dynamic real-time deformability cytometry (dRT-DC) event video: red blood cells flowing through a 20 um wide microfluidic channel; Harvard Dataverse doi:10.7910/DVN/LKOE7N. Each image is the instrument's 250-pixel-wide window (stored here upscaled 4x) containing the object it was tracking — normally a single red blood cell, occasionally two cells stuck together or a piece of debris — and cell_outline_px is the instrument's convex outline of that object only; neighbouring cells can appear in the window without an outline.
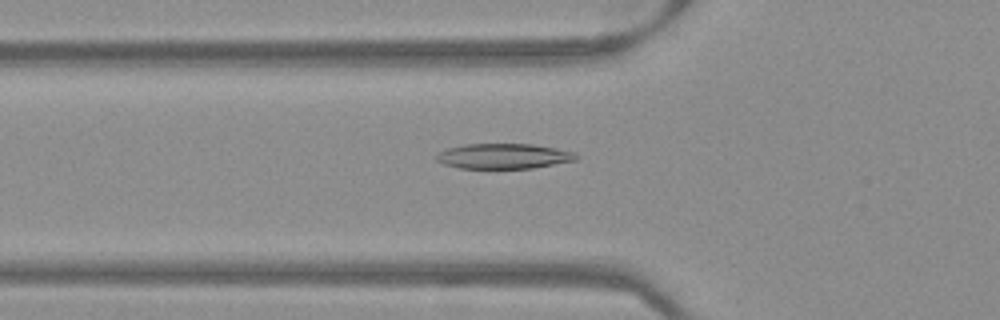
{"species": "Egyptian fruit bat (a non-hibernating species)", "species_latin": "Rousettus aegyptiacus", "temperature_condition": "warm", "stored_images_in_passage": 51, "camera_frame_rate_fps": 3000, "um_per_image_px": 0.085, "frame": {"image": 1, "passage_image": 18, "time_ms": 5.667, "image_size_px": [1000, 320], "cell_outline_px": [[580, 156], [576, 160], [532, 168], [460, 168], [444, 164], [436, 160], [436, 156], [440, 152], [448, 148], [464, 144], [532, 144], [556, 148], [576, 152]], "centroid_in_image_um": [42.84, 13.27], "position_along_channel_um": 83.0, "area_um2": 20.46}}
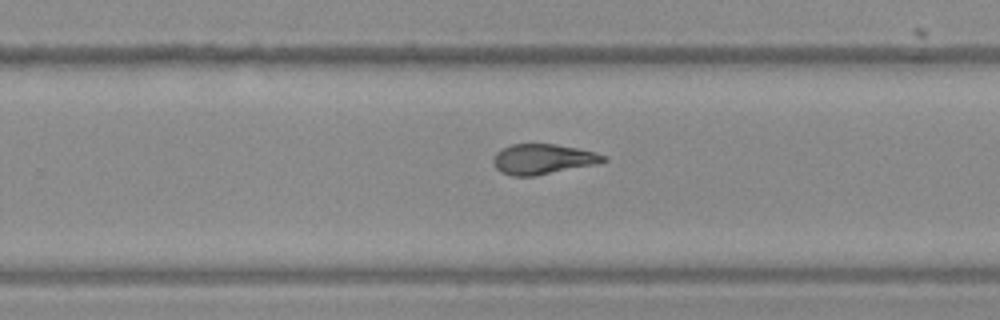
{"frame": {"image": 2, "passage_image": 33, "time_ms": 10.667, "image_size_px": [1000, 320], "cell_outline_px": [[608, 160], [596, 164], [536, 176], [512, 176], [500, 172], [492, 164], [492, 160], [496, 152], [500, 148], [512, 144], [556, 144], [596, 152], [608, 156]], "centroid_in_image_um": [46.12, 13.53], "position_along_channel_um": 283.7, "area_um2": 19.65}}
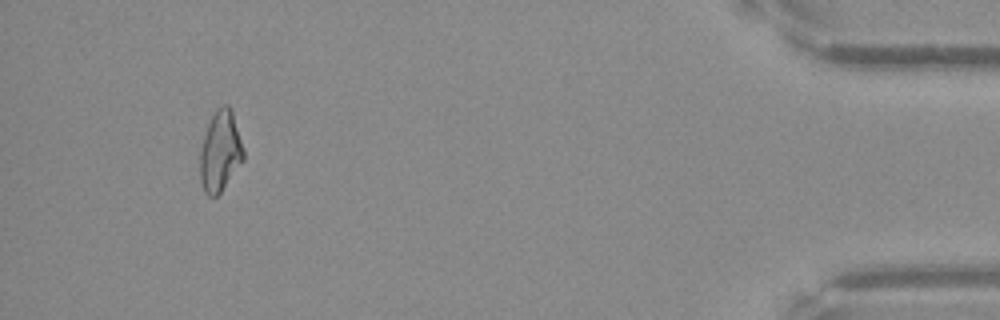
{"frame": {"image": 3, "passage_image": 48, "time_ms": 15.667, "image_size_px": [1000, 320], "cell_outline_px": [[244, 160], [220, 192], [216, 196], [208, 196], [204, 192], [200, 180], [200, 152], [204, 136], [208, 124], [216, 108], [224, 104], [228, 104], [232, 108], [244, 148]], "centroid_in_image_um": [18.73, 12.83], "position_along_channel_um": 416.5, "area_um2": 20.52}}